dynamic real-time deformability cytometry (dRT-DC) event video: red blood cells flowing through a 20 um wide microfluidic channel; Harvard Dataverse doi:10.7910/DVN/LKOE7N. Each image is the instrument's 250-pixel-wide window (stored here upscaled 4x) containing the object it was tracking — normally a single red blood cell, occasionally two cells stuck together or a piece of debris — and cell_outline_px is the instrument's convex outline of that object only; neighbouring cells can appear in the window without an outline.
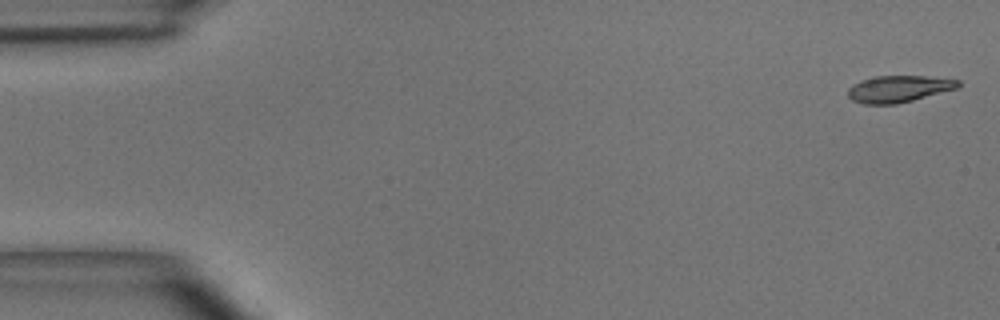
{"species": "common noctule bat (a hibernating species)", "species_latin": "Nyctalus noctula", "temperature_condition": "room temperature", "stored_images_in_passage": 47, "camera_frame_rate_fps": 3000, "um_per_image_px": 0.085, "animal": {"sex": "male", "body_mass_g": 15.6}, "frame": {"image": 1, "passage_image": 1, "time_ms": 0.0, "image_size_px": [1000, 320], "cell_outline_px": [[960, 84], [956, 88], [912, 100], [896, 104], [864, 104], [852, 100], [848, 96], [848, 88], [852, 84], [860, 80], [876, 76], [924, 76], [960, 80]], "centroid_in_image_um": [76.33, 7.55], "position_along_channel_um": 8.7, "area_um2": 16.99}}
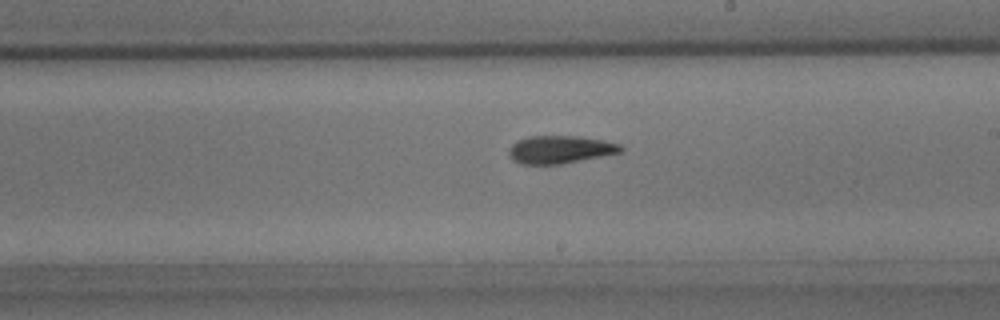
{"frame": {"image": 2, "passage_image": 28, "time_ms": 9.0, "image_size_px": [1000, 320], "cell_outline_px": [[624, 152], [560, 164], [520, 164], [512, 160], [508, 156], [508, 148], [516, 140], [528, 136], [580, 136], [604, 140], [620, 144], [624, 148]], "centroid_in_image_um": [47.59, 12.7], "position_along_channel_um": 241.4, "area_um2": 18.44}}
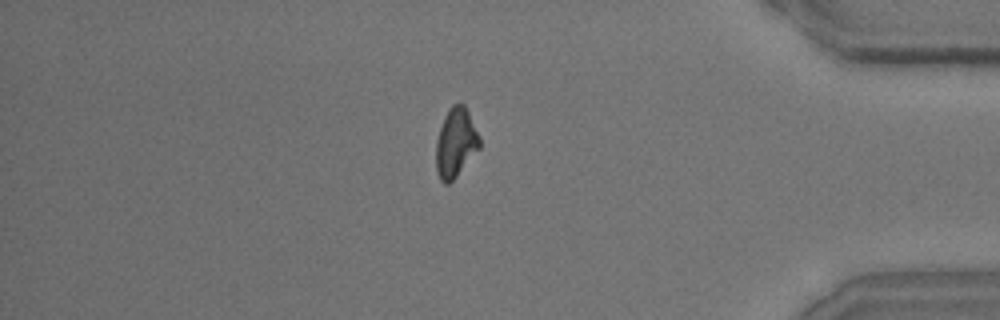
{"frame": {"image": 3, "passage_image": 42, "time_ms": 13.667, "image_size_px": [1000, 320], "cell_outline_px": [[480, 148], [456, 176], [448, 184], [444, 184], [440, 180], [436, 168], [436, 140], [440, 128], [448, 108], [452, 104], [464, 104], [480, 136]], "centroid_in_image_um": [38.73, 12.13], "position_along_channel_um": 396.5, "area_um2": 17.46}, "authors_computed_cell_mechanics": {"area_um2": 17.8024, "velocity_mm_per_s": 4.0099, "shape_relaxation_time_tau1_ms": 4.813, "shape_relaxation_time_tau2_ms": 5.9214, "deformation_change_tau1": 0.1585, "deformation_change_tau2": 0.1375}}